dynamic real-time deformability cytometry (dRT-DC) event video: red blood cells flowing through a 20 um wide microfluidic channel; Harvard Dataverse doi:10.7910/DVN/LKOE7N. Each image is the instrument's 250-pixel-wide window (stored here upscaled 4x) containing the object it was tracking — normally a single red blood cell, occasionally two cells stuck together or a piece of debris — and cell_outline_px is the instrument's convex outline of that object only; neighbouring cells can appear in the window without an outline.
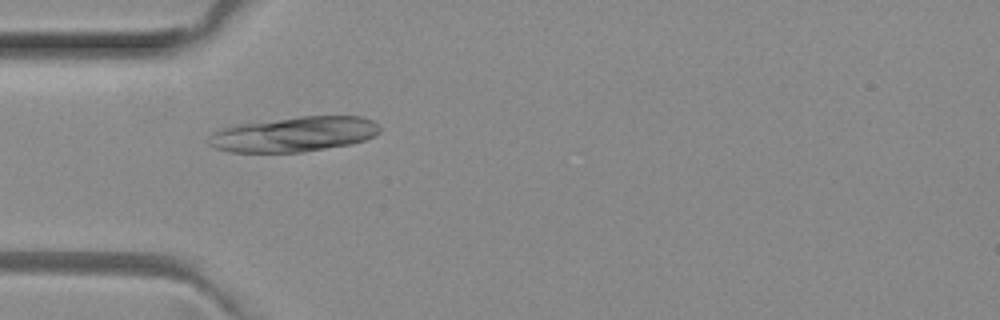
{"species": "common noctule bat (a hibernating species)", "species_latin": "Nyctalus noctula", "temperature_condition": "room temperature", "stored_images_in_passage": 3, "camera_frame_rate_fps": 3000, "um_per_image_px": 0.085, "animal": {"sex": "female", "body_mass_g": 29.2, "forearm_length_mm": 56.3}, "frame": {"image": 1, "passage_image": 1, "time_ms": 0.0, "image_size_px": [1000, 320], "cell_outline_px": [[380, 132], [376, 136], [364, 140], [348, 144], [304, 152], [232, 152], [216, 148], [208, 144], [208, 140], [220, 128], [232, 124], [300, 116], [360, 116], [372, 120], [380, 128]], "centroid_in_image_um": [24.99, 11.4], "position_along_channel_um": 60.0, "area_um2": 34.97}}
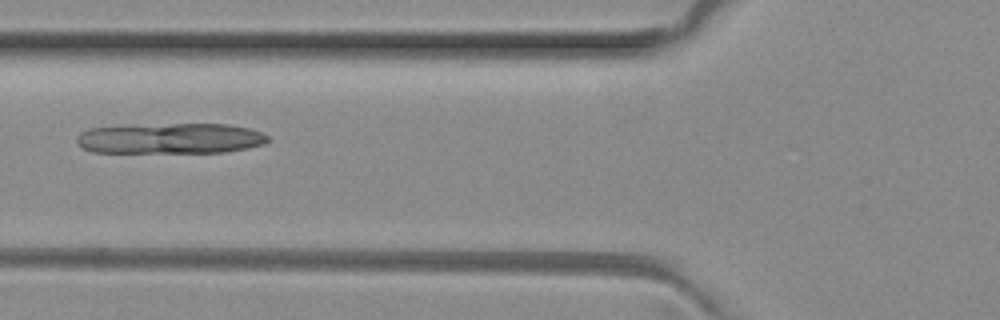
{"frame": {"image": 2, "passage_image": 2, "time_ms": 0.333, "image_size_px": [1000, 320], "cell_outline_px": [[268, 140], [264, 144], [224, 152], [92, 152], [84, 148], [76, 140], [76, 136], [80, 132], [92, 128], [124, 124], [228, 124], [252, 128], [268, 136]], "centroid_in_image_um": [14.45, 11.74], "position_along_channel_um": 111.4, "area_um2": 34.28}}
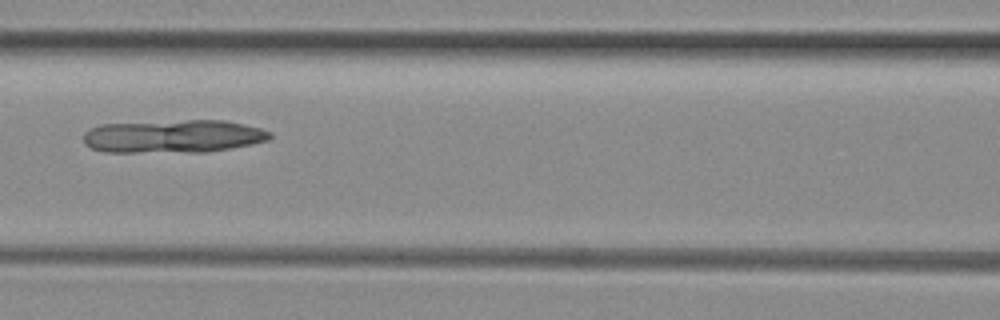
{"frame": {"image": 3, "passage_image": 3, "time_ms": 0.667, "image_size_px": [1000, 320], "cell_outline_px": [[272, 136], [268, 140], [252, 144], [208, 152], [108, 152], [92, 148], [84, 144], [84, 132], [88, 128], [100, 124], [188, 120], [224, 120], [244, 124], [260, 128], [272, 132]], "centroid_in_image_um": [14.73, 11.58], "position_along_channel_um": 151.9, "area_um2": 36.13}}